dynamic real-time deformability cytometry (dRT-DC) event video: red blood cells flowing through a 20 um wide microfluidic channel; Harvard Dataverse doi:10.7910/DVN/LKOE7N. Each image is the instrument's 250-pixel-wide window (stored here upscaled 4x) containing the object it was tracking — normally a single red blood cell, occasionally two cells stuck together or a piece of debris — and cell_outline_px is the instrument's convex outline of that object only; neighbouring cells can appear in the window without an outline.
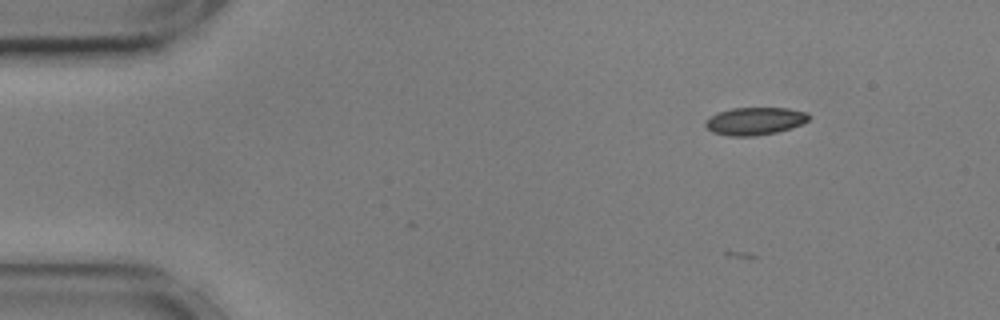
{"species": "common noctule bat (a hibernating species)", "species_latin": "Nyctalus noctula", "temperature_condition": "cold", "stored_images_in_passage": 10, "camera_frame_rate_fps": 3000, "um_per_image_px": 0.085, "animal": {"sex": "male", "body_mass_g": 17.9, "forearm_length_mm": 54.2}, "frame": {"image": 1, "passage_image": 5, "time_ms": 1.333, "image_size_px": [1000, 320], "cell_outline_px": [[812, 116], [804, 124], [776, 132], [752, 136], [728, 136], [712, 132], [704, 124], [704, 120], [708, 116], [716, 112], [732, 108], [788, 108], [808, 112]], "centroid_in_image_um": [64.16, 10.28], "position_along_channel_um": 20.8, "area_um2": 16.94}}